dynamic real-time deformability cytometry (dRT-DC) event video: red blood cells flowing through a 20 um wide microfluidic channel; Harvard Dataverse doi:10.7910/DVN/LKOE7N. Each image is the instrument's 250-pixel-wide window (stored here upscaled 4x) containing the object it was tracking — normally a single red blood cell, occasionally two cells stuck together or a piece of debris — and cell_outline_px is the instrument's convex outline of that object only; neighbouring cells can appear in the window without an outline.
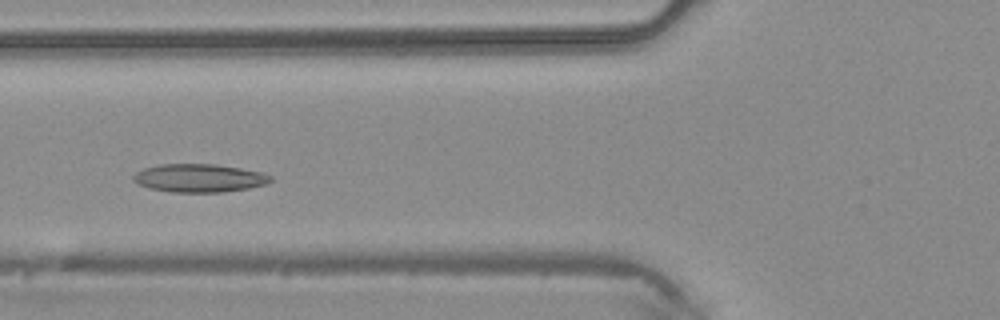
{"species": "common noctule bat (a hibernating species)", "species_latin": "Nyctalus noctula", "temperature_condition": "warm", "stored_images_in_passage": 4, "camera_frame_rate_fps": 3000, "um_per_image_px": 0.085, "animal": {"sex": "male", "body_mass_g": 20.4}, "frame": {"image": 1, "passage_image": 4, "time_ms": 1.0, "image_size_px": [1000, 320], "cell_outline_px": [[272, 180], [264, 184], [248, 188], [224, 192], [172, 192], [148, 188], [136, 184], [132, 180], [132, 176], [136, 172], [144, 168], [160, 164], [216, 164], [240, 168], [260, 172], [272, 176]], "centroid_in_image_um": [16.88, 15.13], "position_along_channel_um": 108.9, "area_um2": 22.6}}